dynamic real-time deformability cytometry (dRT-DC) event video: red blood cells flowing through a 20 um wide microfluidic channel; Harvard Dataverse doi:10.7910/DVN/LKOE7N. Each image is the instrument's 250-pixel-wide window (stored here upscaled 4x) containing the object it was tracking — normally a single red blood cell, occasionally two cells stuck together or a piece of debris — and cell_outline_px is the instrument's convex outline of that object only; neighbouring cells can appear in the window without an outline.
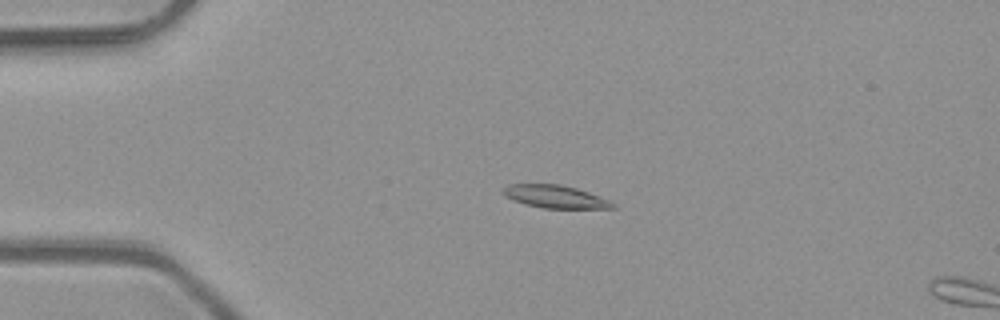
{"species": "common noctule bat (a hibernating species)", "species_latin": "Nyctalus noctula", "temperature_condition": "room temperature", "stored_images_in_passage": 14, "camera_frame_rate_fps": 3000, "um_per_image_px": 0.085, "animal": {"sex": "male", "body_mass_g": 23.1, "forearm_length_mm": 52.7}, "frame": {"image": 1, "passage_image": 12, "time_ms": 3.667, "image_size_px": [1000, 320], "cell_outline_px": [[616, 208], [544, 208], [524, 204], [504, 196], [504, 188], [508, 184], [560, 184], [576, 188], [588, 192], [608, 200], [616, 204]], "centroid_in_image_um": [47.19, 16.71], "position_along_channel_um": 37.8, "area_um2": 14.39}}